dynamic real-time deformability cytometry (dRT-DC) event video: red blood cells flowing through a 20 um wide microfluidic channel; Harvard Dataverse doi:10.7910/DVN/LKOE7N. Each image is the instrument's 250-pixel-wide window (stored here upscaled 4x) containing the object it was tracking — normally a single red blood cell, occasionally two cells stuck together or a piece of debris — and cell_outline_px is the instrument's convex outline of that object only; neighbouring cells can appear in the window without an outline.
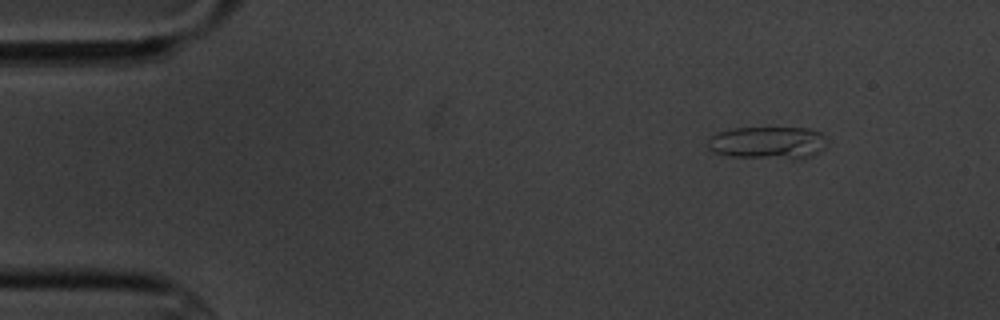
{"species": "common noctule bat (a hibernating species)", "species_latin": "Nyctalus noctula", "temperature_condition": "cold", "stored_images_in_passage": 4, "segment_of_instrument_passage": [1, 2], "camera_frame_rate_fps": 3000, "um_per_image_px": 0.085, "animal": {"sex": "male", "body_mass_g": 20.1, "forearm_length_mm": 53.5}, "frame": {"image": 1, "passage_image": 1, "time_ms": 0.0, "image_size_px": [1000, 320], "cell_outline_px": [[824, 148], [820, 152], [804, 160], [732, 156], [712, 152], [708, 148], [708, 140], [716, 132], [732, 128], [808, 128], [820, 132], [824, 136]], "centroid_in_image_um": [65.27, 12.15], "position_along_channel_um": 19.7, "area_um2": 22.83}}
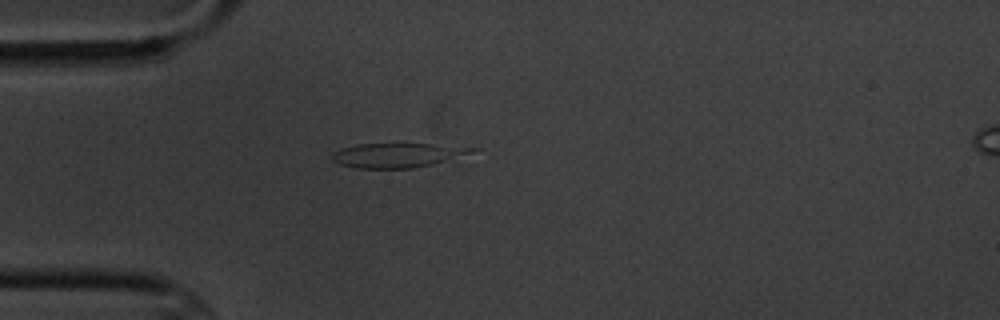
{"frame": {"image": 2, "passage_image": 3, "time_ms": 3.0, "image_size_px": [1000, 320], "cell_outline_px": [[480, 148], [456, 164], [412, 168], [356, 168], [340, 164], [332, 160], [332, 152], [340, 148], [356, 144], [432, 144]], "centroid_in_image_um": [34.03, 13.22], "position_along_channel_um": 51.0, "area_um2": 21.1}}